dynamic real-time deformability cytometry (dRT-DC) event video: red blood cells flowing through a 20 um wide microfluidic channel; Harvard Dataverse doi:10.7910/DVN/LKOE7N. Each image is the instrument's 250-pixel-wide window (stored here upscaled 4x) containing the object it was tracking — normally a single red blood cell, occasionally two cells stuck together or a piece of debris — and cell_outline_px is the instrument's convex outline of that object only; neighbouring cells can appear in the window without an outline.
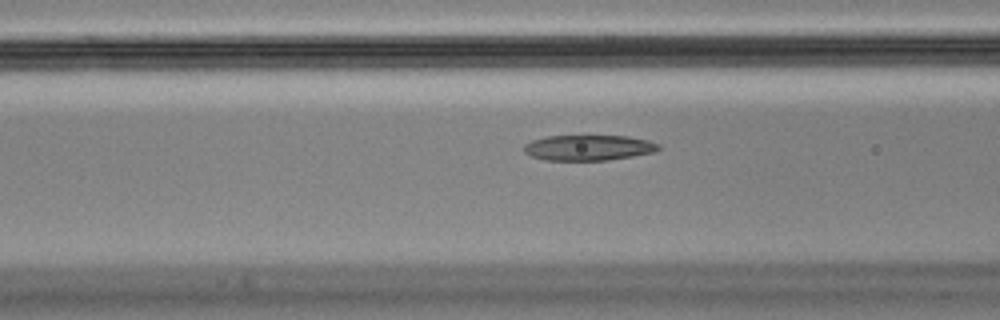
{"species": "Egyptian fruit bat (a non-hibernating species)", "species_latin": "Rousettus aegyptiacus", "temperature_condition": "cold", "stored_images_in_passage": 38, "camera_frame_rate_fps": 3000, "um_per_image_px": 0.085, "animal": {"sex": "male"}, "frame": {"image": 1, "passage_image": 14, "time_ms": 4.333, "image_size_px": [1000, 320], "cell_outline_px": [[660, 148], [656, 152], [608, 160], [544, 160], [532, 156], [524, 152], [524, 144], [532, 140], [548, 136], [628, 136], [648, 140], [660, 144]], "centroid_in_image_um": [50.04, 12.55], "position_along_channel_um": 116.6, "area_um2": 20.0}}
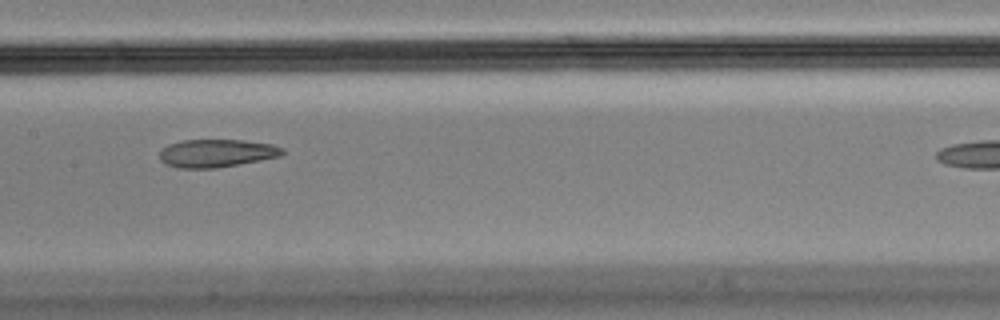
{"frame": {"image": 2, "passage_image": 20, "time_ms": 6.333, "image_size_px": [1000, 320], "cell_outline_px": [[284, 152], [280, 156], [260, 160], [216, 168], [176, 168], [164, 164], [160, 160], [160, 148], [168, 144], [184, 140], [244, 140], [272, 144], [284, 148]], "centroid_in_image_um": [18.37, 13.02], "position_along_channel_um": 189.0, "area_um2": 20.11}}
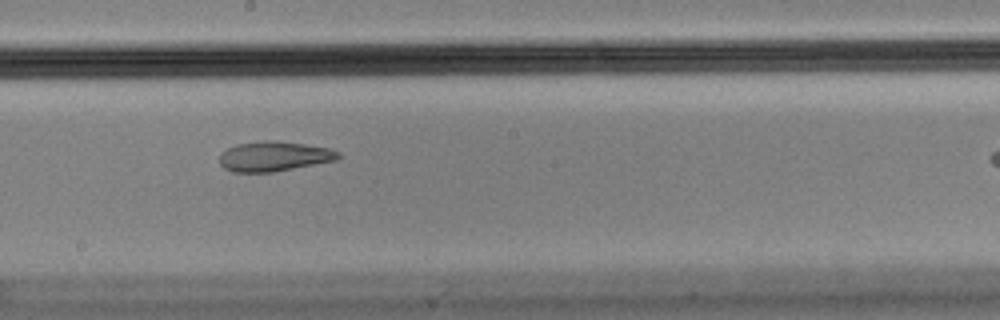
{"frame": {"image": 3, "passage_image": 23, "time_ms": 7.333, "image_size_px": [1000, 320], "cell_outline_px": [[340, 156], [336, 160], [272, 172], [232, 172], [224, 168], [220, 164], [220, 152], [236, 144], [264, 140], [276, 140], [304, 144], [328, 148], [340, 152]], "centroid_in_image_um": [23.26, 13.28], "position_along_channel_um": 224.9, "area_um2": 20.63}}